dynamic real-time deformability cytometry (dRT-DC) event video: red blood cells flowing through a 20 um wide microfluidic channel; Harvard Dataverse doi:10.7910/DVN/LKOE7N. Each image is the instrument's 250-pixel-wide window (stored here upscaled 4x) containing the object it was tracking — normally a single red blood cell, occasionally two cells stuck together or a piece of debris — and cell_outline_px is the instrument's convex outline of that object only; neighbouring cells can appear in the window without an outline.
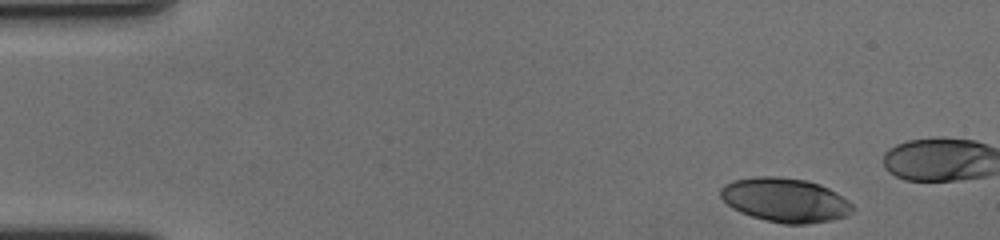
{"species": "human", "species_latin": "Homo sapiens", "temperature_condition": "cold", "stored_images_in_passage": 14, "camera_frame_rate_fps": 3000, "um_per_image_px": 0.085, "donor": {"sex": "female"}, "frame": {"image": 1, "passage_image": 1, "time_ms": 0.0, "image_size_px": [1000, 240], "cell_outline_px": [[852, 212], [848, 216], [832, 220], [808, 224], [784, 224], [764, 220], [740, 212], [732, 208], [720, 196], [720, 188], [724, 184], [732, 180], [756, 176], [776, 176], [808, 180], [820, 184], [836, 192], [848, 200], [852, 204]], "centroid_in_image_um": [66.74, 17.0], "position_along_channel_um": 18.3, "area_um2": 34.22}}